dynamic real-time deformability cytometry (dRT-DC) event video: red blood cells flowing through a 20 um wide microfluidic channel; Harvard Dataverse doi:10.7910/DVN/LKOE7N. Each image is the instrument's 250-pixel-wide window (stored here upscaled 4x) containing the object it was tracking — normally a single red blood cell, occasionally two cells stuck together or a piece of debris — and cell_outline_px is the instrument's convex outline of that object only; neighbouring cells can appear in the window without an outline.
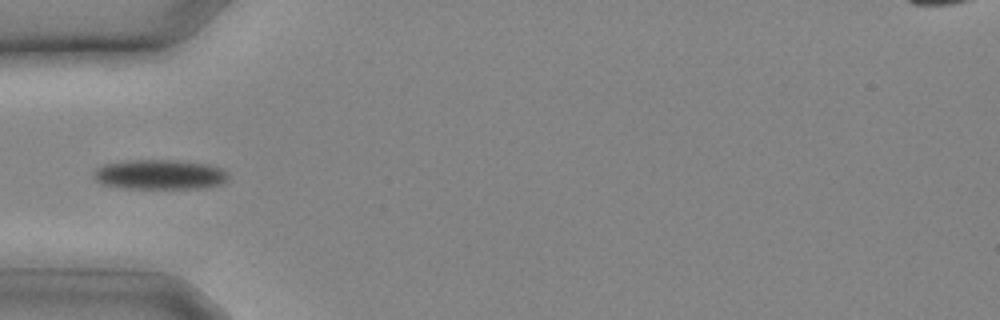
{"species": "common noctule bat (a hibernating species)", "species_latin": "Nyctalus noctula", "temperature_condition": "cold", "stored_images_in_passage": 10, "camera_frame_rate_fps": 3000, "um_per_image_px": 0.085, "animal": {"sex": "male", "body_mass_g": 20.4}, "frame": {"image": 1, "passage_image": 9, "time_ms": 2.667, "image_size_px": [1000, 320], "cell_outline_px": [[228, 180], [224, 184], [204, 188], [124, 188], [100, 184], [92, 176], [92, 172], [100, 164], [128, 160], [176, 160], [208, 164], [220, 168], [228, 172]], "centroid_in_image_um": [13.56, 14.83], "position_along_channel_um": 71.4, "area_um2": 23.81}}